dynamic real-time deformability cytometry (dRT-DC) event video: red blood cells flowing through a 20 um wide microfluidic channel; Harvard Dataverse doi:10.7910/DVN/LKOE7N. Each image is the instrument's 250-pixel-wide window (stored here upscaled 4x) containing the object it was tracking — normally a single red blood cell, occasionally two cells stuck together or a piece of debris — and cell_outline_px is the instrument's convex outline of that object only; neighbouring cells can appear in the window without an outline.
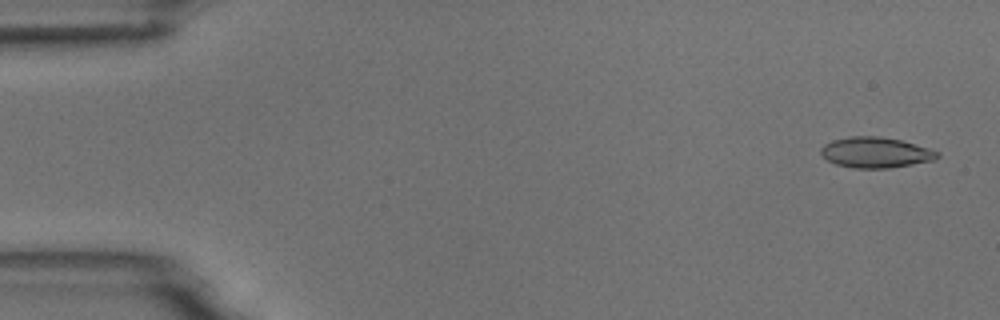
{"species": "common noctule bat (a hibernating species)", "species_latin": "Nyctalus noctula", "temperature_condition": "room temperature", "stored_images_in_passage": 4, "camera_frame_rate_fps": 3000, "um_per_image_px": 0.085, "animal": {"sex": "male", "body_mass_g": 18.8}, "frame": {"image": 1, "passage_image": 1, "time_ms": 0.0, "image_size_px": [1000, 320], "cell_outline_px": [[940, 156], [936, 160], [888, 168], [856, 168], [836, 164], [828, 160], [820, 152], [820, 148], [824, 144], [832, 140], [848, 136], [880, 136], [900, 140], [928, 148], [940, 152]], "centroid_in_image_um": [74.43, 12.95], "position_along_channel_um": 10.6, "area_um2": 20.75}}
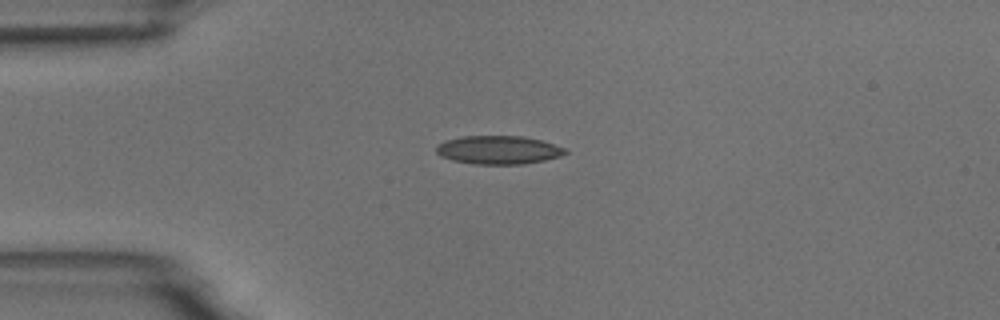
{"frame": {"image": 2, "passage_image": 4, "time_ms": 3.667, "image_size_px": [1000, 320], "cell_outline_px": [[568, 152], [560, 156], [544, 160], [524, 164], [476, 164], [452, 160], [440, 156], [436, 152], [436, 148], [444, 140], [460, 136], [524, 136], [540, 140], [564, 148]], "centroid_in_image_um": [42.34, 12.74], "position_along_channel_um": 42.7, "area_um2": 21.27}}